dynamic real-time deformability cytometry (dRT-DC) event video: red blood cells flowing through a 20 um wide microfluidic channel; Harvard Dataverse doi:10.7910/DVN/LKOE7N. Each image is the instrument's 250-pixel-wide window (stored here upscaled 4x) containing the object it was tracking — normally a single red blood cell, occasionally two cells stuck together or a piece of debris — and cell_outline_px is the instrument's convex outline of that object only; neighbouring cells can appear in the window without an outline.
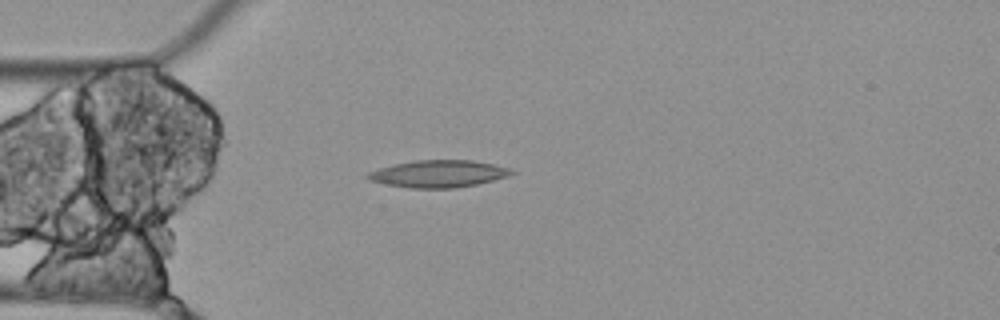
{"species": "Egyptian fruit bat (a non-hibernating species)", "species_latin": "Rousettus aegyptiacus", "temperature_condition": "cold", "stored_images_in_passage": 3, "camera_frame_rate_fps": 3000, "um_per_image_px": 0.085, "animal": {"sex": "female"}, "frame": {"image": 1, "passage_image": 3, "time_ms": 0.667, "image_size_px": [1000, 320], "cell_outline_px": [[516, 172], [508, 176], [476, 184], [456, 188], [412, 188], [388, 184], [368, 180], [364, 176], [368, 172], [392, 164], [416, 160], [472, 160], [512, 168]], "centroid_in_image_um": [37.27, 14.76], "position_along_channel_um": 47.7, "area_um2": 22.72}}